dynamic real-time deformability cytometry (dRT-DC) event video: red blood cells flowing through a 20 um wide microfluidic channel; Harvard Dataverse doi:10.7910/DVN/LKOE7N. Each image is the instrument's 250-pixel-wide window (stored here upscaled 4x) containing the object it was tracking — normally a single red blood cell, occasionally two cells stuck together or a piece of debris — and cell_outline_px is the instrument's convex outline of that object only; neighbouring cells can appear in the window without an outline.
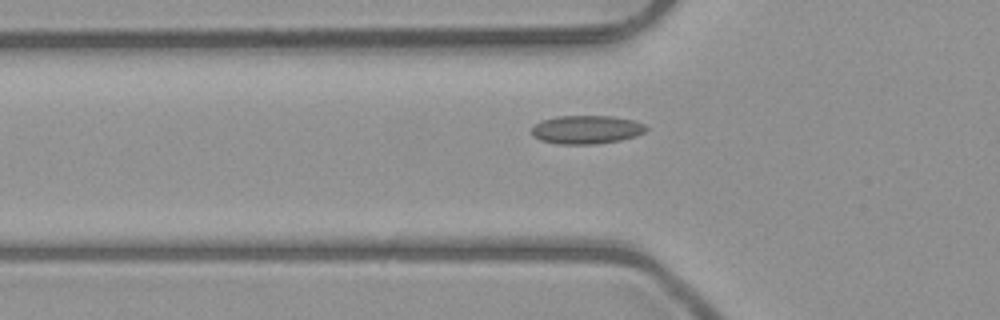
{"species": "common noctule bat (a hibernating species)", "species_latin": "Nyctalus noctula", "temperature_condition": "room temperature", "stored_images_in_passage": 28, "camera_frame_rate_fps": 3000, "um_per_image_px": 0.085, "animal": {"sex": "male", "body_mass_g": 23.1, "forearm_length_mm": 52.7}, "frame": {"image": 1, "passage_image": 4, "time_ms": 1.0, "image_size_px": [1000, 320], "cell_outline_px": [[648, 128], [644, 132], [636, 136], [620, 140], [592, 144], [556, 144], [540, 140], [532, 136], [532, 128], [540, 120], [556, 116], [612, 116], [636, 120], [644, 124]], "centroid_in_image_um": [49.84, 11.01], "position_along_channel_um": 76.0, "area_um2": 19.13}}
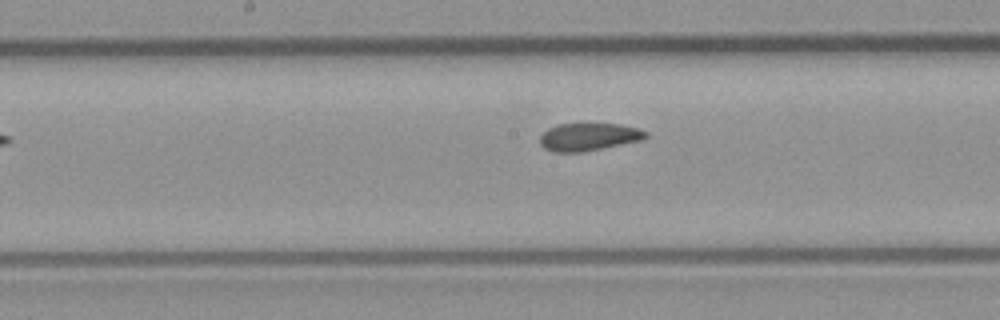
{"frame": {"image": 2, "passage_image": 13, "time_ms": 4.0, "image_size_px": [1000, 320], "cell_outline_px": [[648, 136], [640, 140], [580, 152], [552, 152], [544, 148], [540, 144], [540, 136], [548, 128], [556, 124], [620, 124], [636, 128], [648, 132]], "centroid_in_image_um": [49.99, 11.63], "position_along_channel_um": 198.2, "area_um2": 16.82}}
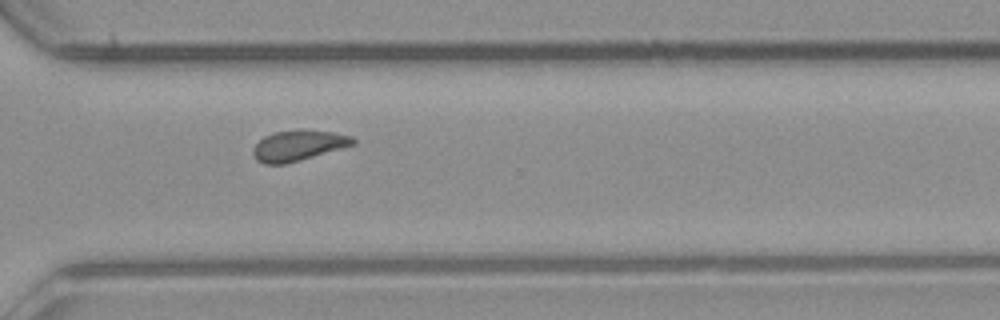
{"frame": {"image": 3, "passage_image": 24, "time_ms": 7.667, "image_size_px": [1000, 320], "cell_outline_px": [[356, 144], [288, 164], [264, 164], [256, 160], [252, 152], [252, 148], [264, 136], [272, 132], [332, 132], [352, 136], [356, 140]], "centroid_in_image_um": [25.34, 12.42], "position_along_channel_um": 345.3, "area_um2": 17.34}, "authors_computed_cell_mechanics": {"area_um2": 17.8602, "velocity_mm_per_s": 4.0273, "shape_relaxation_time_tau1_ms": null, "shape_relaxation_time_tau2_ms": 2.1536, "deformation_change_tau1": null, "deformation_change_tau2": 0.0675}}